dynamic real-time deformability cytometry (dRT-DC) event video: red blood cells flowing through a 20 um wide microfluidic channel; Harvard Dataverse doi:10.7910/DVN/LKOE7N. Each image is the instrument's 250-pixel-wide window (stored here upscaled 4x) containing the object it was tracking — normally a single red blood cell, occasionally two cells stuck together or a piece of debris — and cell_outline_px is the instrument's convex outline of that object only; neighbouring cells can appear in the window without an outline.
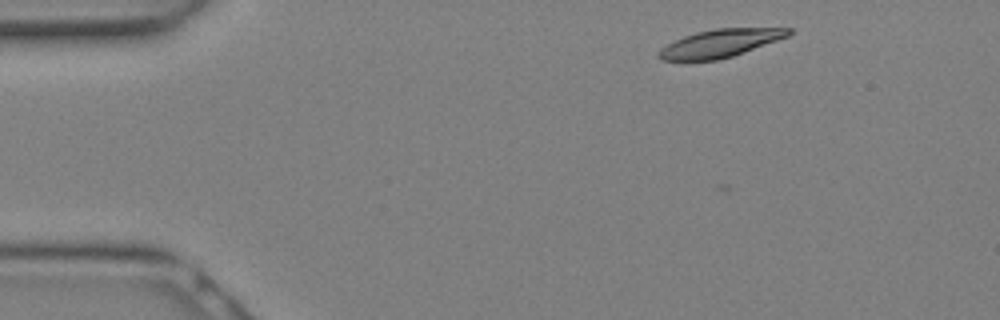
{"species": "Egyptian fruit bat (a non-hibernating species)", "species_latin": "Rousettus aegyptiacus", "temperature_condition": "warm", "stored_images_in_passage": 13, "camera_frame_rate_fps": 3000, "um_per_image_px": 0.085, "animal": {"sex": "female"}, "frame": {"image": 1, "passage_image": 5, "time_ms": 1.333, "image_size_px": [1000, 320], "cell_outline_px": [[792, 32], [788, 36], [732, 56], [716, 60], [660, 60], [656, 56], [660, 48], [684, 36], [696, 32], [716, 28], [792, 28]], "centroid_in_image_um": [61.18, 3.67], "position_along_channel_um": 23.8, "area_um2": 20.81}}
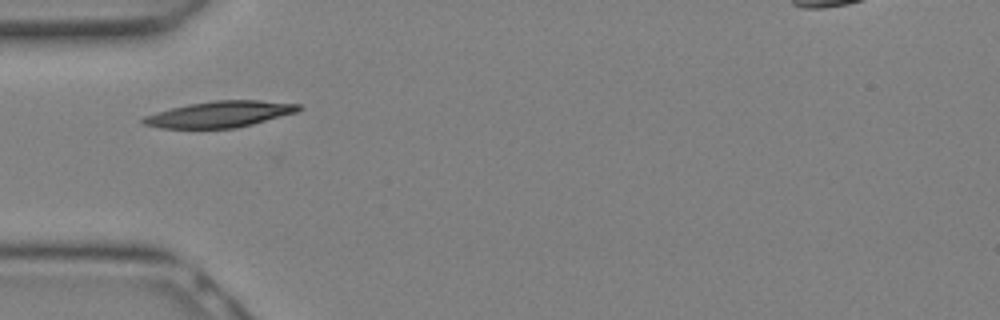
{"frame": {"image": 2, "passage_image": 10, "time_ms": 3.0, "image_size_px": [1000, 320], "cell_outline_px": [[304, 108], [296, 112], [252, 124], [236, 128], [160, 128], [140, 124], [140, 120], [144, 116], [156, 112], [188, 104], [216, 100], [260, 100], [300, 104]], "centroid_in_image_um": [18.66, 9.71], "position_along_channel_um": 66.3, "area_um2": 23.7}}
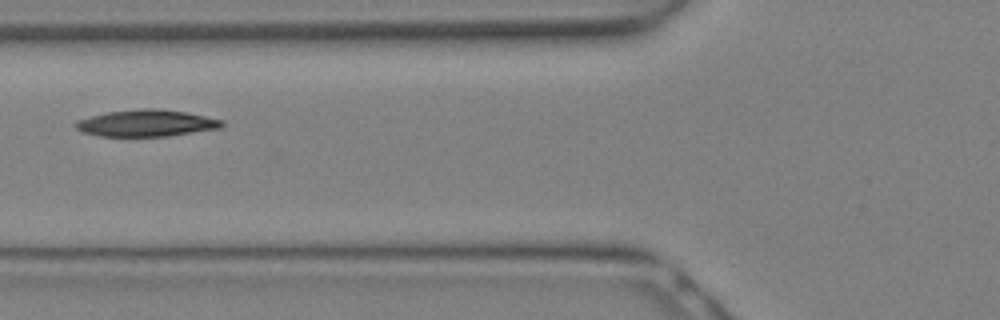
{"frame": {"image": 3, "passage_image": 12, "time_ms": 3.667, "image_size_px": [1000, 320], "cell_outline_px": [[224, 124], [220, 128], [168, 136], [100, 136], [84, 132], [76, 128], [72, 124], [76, 120], [108, 112], [144, 108], [160, 108], [188, 112], [224, 120]], "centroid_in_image_um": [12.46, 10.46], "position_along_channel_um": 113.3, "area_um2": 22.83}}